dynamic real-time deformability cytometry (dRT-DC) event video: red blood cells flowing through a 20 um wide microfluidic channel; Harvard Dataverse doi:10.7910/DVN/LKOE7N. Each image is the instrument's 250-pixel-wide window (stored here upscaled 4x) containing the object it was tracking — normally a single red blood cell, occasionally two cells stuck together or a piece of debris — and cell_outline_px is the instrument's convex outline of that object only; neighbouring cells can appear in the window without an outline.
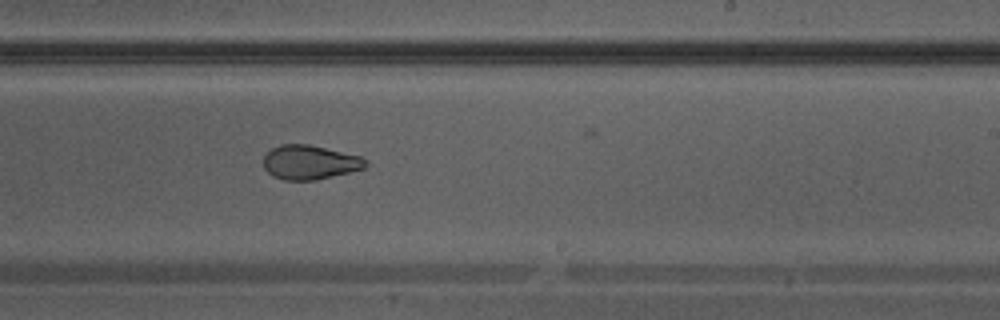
{"species": "Egyptian fruit bat (a non-hibernating species)", "species_latin": "Rousettus aegyptiacus", "temperature_condition": "warm", "stored_images_in_passage": 28, "camera_frame_rate_fps": 3000, "um_per_image_px": 0.085, "animal": {"sex": "male"}, "frame": {"image": 1, "passage_image": 13, "time_ms": 4.0, "image_size_px": [1000, 320], "cell_outline_px": [[368, 164], [364, 168], [316, 180], [284, 180], [272, 176], [264, 168], [264, 156], [272, 148], [280, 144], [308, 144], [360, 156]], "centroid_in_image_um": [26.29, 13.8], "position_along_channel_um": 262.7, "area_um2": 20.17}}